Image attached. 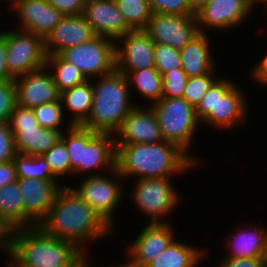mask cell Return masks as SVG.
<instances>
[{"mask_svg":"<svg viewBox=\"0 0 267 267\" xmlns=\"http://www.w3.org/2000/svg\"><path fill=\"white\" fill-rule=\"evenodd\" d=\"M253 5L248 0H209L195 12L199 32L208 29L230 30L245 22L252 14Z\"/></svg>","mask_w":267,"mask_h":267,"instance_id":"cell-14","label":"cell"},{"mask_svg":"<svg viewBox=\"0 0 267 267\" xmlns=\"http://www.w3.org/2000/svg\"><path fill=\"white\" fill-rule=\"evenodd\" d=\"M46 234L74 243L86 254V242L115 234L71 187H62L46 218L38 225Z\"/></svg>","mask_w":267,"mask_h":267,"instance_id":"cell-1","label":"cell"},{"mask_svg":"<svg viewBox=\"0 0 267 267\" xmlns=\"http://www.w3.org/2000/svg\"><path fill=\"white\" fill-rule=\"evenodd\" d=\"M90 260L83 266V267H92V266H90Z\"/></svg>","mask_w":267,"mask_h":267,"instance_id":"cell-49","label":"cell"},{"mask_svg":"<svg viewBox=\"0 0 267 267\" xmlns=\"http://www.w3.org/2000/svg\"><path fill=\"white\" fill-rule=\"evenodd\" d=\"M45 65L50 68L49 71L53 70L51 74L54 83L61 93L88 80L77 67L65 61L59 54L47 56Z\"/></svg>","mask_w":267,"mask_h":267,"instance_id":"cell-29","label":"cell"},{"mask_svg":"<svg viewBox=\"0 0 267 267\" xmlns=\"http://www.w3.org/2000/svg\"><path fill=\"white\" fill-rule=\"evenodd\" d=\"M215 73L217 74V72H209L201 76L189 77L182 98L196 107L211 85L219 78Z\"/></svg>","mask_w":267,"mask_h":267,"instance_id":"cell-34","label":"cell"},{"mask_svg":"<svg viewBox=\"0 0 267 267\" xmlns=\"http://www.w3.org/2000/svg\"><path fill=\"white\" fill-rule=\"evenodd\" d=\"M251 78L259 84L267 86V52L251 70Z\"/></svg>","mask_w":267,"mask_h":267,"instance_id":"cell-44","label":"cell"},{"mask_svg":"<svg viewBox=\"0 0 267 267\" xmlns=\"http://www.w3.org/2000/svg\"><path fill=\"white\" fill-rule=\"evenodd\" d=\"M153 13L195 16L187 0H148Z\"/></svg>","mask_w":267,"mask_h":267,"instance_id":"cell-38","label":"cell"},{"mask_svg":"<svg viewBox=\"0 0 267 267\" xmlns=\"http://www.w3.org/2000/svg\"><path fill=\"white\" fill-rule=\"evenodd\" d=\"M135 182L131 197L139 212L148 216L149 223H167L163 217L173 212L181 201L170 178H139Z\"/></svg>","mask_w":267,"mask_h":267,"instance_id":"cell-9","label":"cell"},{"mask_svg":"<svg viewBox=\"0 0 267 267\" xmlns=\"http://www.w3.org/2000/svg\"><path fill=\"white\" fill-rule=\"evenodd\" d=\"M0 220L11 230L25 228V207L18 182L0 188Z\"/></svg>","mask_w":267,"mask_h":267,"instance_id":"cell-27","label":"cell"},{"mask_svg":"<svg viewBox=\"0 0 267 267\" xmlns=\"http://www.w3.org/2000/svg\"><path fill=\"white\" fill-rule=\"evenodd\" d=\"M8 123L14 136L16 151L24 155H42L62 136L61 131L39 126L33 109L18 104Z\"/></svg>","mask_w":267,"mask_h":267,"instance_id":"cell-8","label":"cell"},{"mask_svg":"<svg viewBox=\"0 0 267 267\" xmlns=\"http://www.w3.org/2000/svg\"><path fill=\"white\" fill-rule=\"evenodd\" d=\"M48 72L49 69L45 65L15 78L18 105L33 109L61 100V92L54 83L51 71Z\"/></svg>","mask_w":267,"mask_h":267,"instance_id":"cell-17","label":"cell"},{"mask_svg":"<svg viewBox=\"0 0 267 267\" xmlns=\"http://www.w3.org/2000/svg\"><path fill=\"white\" fill-rule=\"evenodd\" d=\"M143 30L154 43L170 45L179 50L200 33L195 16L164 13H152Z\"/></svg>","mask_w":267,"mask_h":267,"instance_id":"cell-13","label":"cell"},{"mask_svg":"<svg viewBox=\"0 0 267 267\" xmlns=\"http://www.w3.org/2000/svg\"><path fill=\"white\" fill-rule=\"evenodd\" d=\"M8 256L7 267H83L89 260L74 243L39 226L11 230Z\"/></svg>","mask_w":267,"mask_h":267,"instance_id":"cell-2","label":"cell"},{"mask_svg":"<svg viewBox=\"0 0 267 267\" xmlns=\"http://www.w3.org/2000/svg\"><path fill=\"white\" fill-rule=\"evenodd\" d=\"M92 83V109L82 125L98 133L115 134L123 124L125 117L138 106L131 103V89L127 76L115 70L106 76H100Z\"/></svg>","mask_w":267,"mask_h":267,"instance_id":"cell-4","label":"cell"},{"mask_svg":"<svg viewBox=\"0 0 267 267\" xmlns=\"http://www.w3.org/2000/svg\"><path fill=\"white\" fill-rule=\"evenodd\" d=\"M204 254L203 249L174 239L146 267H197Z\"/></svg>","mask_w":267,"mask_h":267,"instance_id":"cell-26","label":"cell"},{"mask_svg":"<svg viewBox=\"0 0 267 267\" xmlns=\"http://www.w3.org/2000/svg\"><path fill=\"white\" fill-rule=\"evenodd\" d=\"M42 156L58 179L67 174L71 175V161L65 143L61 139Z\"/></svg>","mask_w":267,"mask_h":267,"instance_id":"cell-33","label":"cell"},{"mask_svg":"<svg viewBox=\"0 0 267 267\" xmlns=\"http://www.w3.org/2000/svg\"><path fill=\"white\" fill-rule=\"evenodd\" d=\"M93 79L66 89L61 93L63 108L71 115L69 124L82 126L90 115L92 109Z\"/></svg>","mask_w":267,"mask_h":267,"instance_id":"cell-25","label":"cell"},{"mask_svg":"<svg viewBox=\"0 0 267 267\" xmlns=\"http://www.w3.org/2000/svg\"><path fill=\"white\" fill-rule=\"evenodd\" d=\"M90 24L83 15L64 16L44 40L46 55H57L94 38Z\"/></svg>","mask_w":267,"mask_h":267,"instance_id":"cell-22","label":"cell"},{"mask_svg":"<svg viewBox=\"0 0 267 267\" xmlns=\"http://www.w3.org/2000/svg\"><path fill=\"white\" fill-rule=\"evenodd\" d=\"M16 154L14 136L9 123H0V163L13 161Z\"/></svg>","mask_w":267,"mask_h":267,"instance_id":"cell-39","label":"cell"},{"mask_svg":"<svg viewBox=\"0 0 267 267\" xmlns=\"http://www.w3.org/2000/svg\"><path fill=\"white\" fill-rule=\"evenodd\" d=\"M17 105V86L15 79L0 82V123L8 122Z\"/></svg>","mask_w":267,"mask_h":267,"instance_id":"cell-37","label":"cell"},{"mask_svg":"<svg viewBox=\"0 0 267 267\" xmlns=\"http://www.w3.org/2000/svg\"><path fill=\"white\" fill-rule=\"evenodd\" d=\"M126 23L133 29H144L152 16L148 0H115Z\"/></svg>","mask_w":267,"mask_h":267,"instance_id":"cell-31","label":"cell"},{"mask_svg":"<svg viewBox=\"0 0 267 267\" xmlns=\"http://www.w3.org/2000/svg\"><path fill=\"white\" fill-rule=\"evenodd\" d=\"M115 46L114 40L96 35L85 43L63 50L59 55L91 80L116 70Z\"/></svg>","mask_w":267,"mask_h":267,"instance_id":"cell-10","label":"cell"},{"mask_svg":"<svg viewBox=\"0 0 267 267\" xmlns=\"http://www.w3.org/2000/svg\"><path fill=\"white\" fill-rule=\"evenodd\" d=\"M248 1L253 5V7L254 6L256 7L257 4L259 5V3L263 4L267 2V0H248Z\"/></svg>","mask_w":267,"mask_h":267,"instance_id":"cell-48","label":"cell"},{"mask_svg":"<svg viewBox=\"0 0 267 267\" xmlns=\"http://www.w3.org/2000/svg\"><path fill=\"white\" fill-rule=\"evenodd\" d=\"M199 33L188 44L180 49L182 68L187 77L201 76L209 72H217L211 54L209 35ZM210 49V50H209Z\"/></svg>","mask_w":267,"mask_h":267,"instance_id":"cell-23","label":"cell"},{"mask_svg":"<svg viewBox=\"0 0 267 267\" xmlns=\"http://www.w3.org/2000/svg\"><path fill=\"white\" fill-rule=\"evenodd\" d=\"M9 3L13 4L14 2H16L17 0H8Z\"/></svg>","mask_w":267,"mask_h":267,"instance_id":"cell-50","label":"cell"},{"mask_svg":"<svg viewBox=\"0 0 267 267\" xmlns=\"http://www.w3.org/2000/svg\"><path fill=\"white\" fill-rule=\"evenodd\" d=\"M126 258H127V260L125 263L115 265V266L114 265L113 266L108 265V267H146L144 265H140V264L135 263L130 257L129 258L126 257ZM105 267H107V266H105Z\"/></svg>","mask_w":267,"mask_h":267,"instance_id":"cell-47","label":"cell"},{"mask_svg":"<svg viewBox=\"0 0 267 267\" xmlns=\"http://www.w3.org/2000/svg\"><path fill=\"white\" fill-rule=\"evenodd\" d=\"M173 230L170 222L146 224L130 247H127L126 255L135 263L146 266L175 239Z\"/></svg>","mask_w":267,"mask_h":267,"instance_id":"cell-21","label":"cell"},{"mask_svg":"<svg viewBox=\"0 0 267 267\" xmlns=\"http://www.w3.org/2000/svg\"><path fill=\"white\" fill-rule=\"evenodd\" d=\"M109 174L114 175L117 179H111L105 175H88L81 181L78 188L73 190L94 209L100 217L113 229L115 211L118 209L121 199L125 195V188L122 186V176L115 168ZM120 178V181L119 178ZM117 181V182H116ZM114 215V216H113Z\"/></svg>","mask_w":267,"mask_h":267,"instance_id":"cell-11","label":"cell"},{"mask_svg":"<svg viewBox=\"0 0 267 267\" xmlns=\"http://www.w3.org/2000/svg\"><path fill=\"white\" fill-rule=\"evenodd\" d=\"M25 207V228L38 226L47 216L58 191L59 180L17 178Z\"/></svg>","mask_w":267,"mask_h":267,"instance_id":"cell-16","label":"cell"},{"mask_svg":"<svg viewBox=\"0 0 267 267\" xmlns=\"http://www.w3.org/2000/svg\"><path fill=\"white\" fill-rule=\"evenodd\" d=\"M17 178L59 180L46 163L42 155H24L17 153L13 160Z\"/></svg>","mask_w":267,"mask_h":267,"instance_id":"cell-30","label":"cell"},{"mask_svg":"<svg viewBox=\"0 0 267 267\" xmlns=\"http://www.w3.org/2000/svg\"><path fill=\"white\" fill-rule=\"evenodd\" d=\"M163 94L162 97L182 98L188 77L182 67L174 68L162 75Z\"/></svg>","mask_w":267,"mask_h":267,"instance_id":"cell-36","label":"cell"},{"mask_svg":"<svg viewBox=\"0 0 267 267\" xmlns=\"http://www.w3.org/2000/svg\"><path fill=\"white\" fill-rule=\"evenodd\" d=\"M9 243L10 229L0 220V252L3 250L9 254Z\"/></svg>","mask_w":267,"mask_h":267,"instance_id":"cell-45","label":"cell"},{"mask_svg":"<svg viewBox=\"0 0 267 267\" xmlns=\"http://www.w3.org/2000/svg\"><path fill=\"white\" fill-rule=\"evenodd\" d=\"M245 92L232 80L219 77L195 107L201 124L229 129L244 124L247 113Z\"/></svg>","mask_w":267,"mask_h":267,"instance_id":"cell-6","label":"cell"},{"mask_svg":"<svg viewBox=\"0 0 267 267\" xmlns=\"http://www.w3.org/2000/svg\"><path fill=\"white\" fill-rule=\"evenodd\" d=\"M209 0H187L190 8L196 12L199 10L203 5H205Z\"/></svg>","mask_w":267,"mask_h":267,"instance_id":"cell-46","label":"cell"},{"mask_svg":"<svg viewBox=\"0 0 267 267\" xmlns=\"http://www.w3.org/2000/svg\"><path fill=\"white\" fill-rule=\"evenodd\" d=\"M217 267H267V258L223 257Z\"/></svg>","mask_w":267,"mask_h":267,"instance_id":"cell-41","label":"cell"},{"mask_svg":"<svg viewBox=\"0 0 267 267\" xmlns=\"http://www.w3.org/2000/svg\"><path fill=\"white\" fill-rule=\"evenodd\" d=\"M150 106L157 116L163 140L176 144L197 164L198 159L187 152L196 129L201 125L195 107L184 98L167 97Z\"/></svg>","mask_w":267,"mask_h":267,"instance_id":"cell-7","label":"cell"},{"mask_svg":"<svg viewBox=\"0 0 267 267\" xmlns=\"http://www.w3.org/2000/svg\"><path fill=\"white\" fill-rule=\"evenodd\" d=\"M119 41L122 46H118ZM115 42L116 70L118 72L127 76L134 70L155 68V43L143 29L129 31Z\"/></svg>","mask_w":267,"mask_h":267,"instance_id":"cell-15","label":"cell"},{"mask_svg":"<svg viewBox=\"0 0 267 267\" xmlns=\"http://www.w3.org/2000/svg\"><path fill=\"white\" fill-rule=\"evenodd\" d=\"M15 181H17V174L14 162L0 163V188Z\"/></svg>","mask_w":267,"mask_h":267,"instance_id":"cell-43","label":"cell"},{"mask_svg":"<svg viewBox=\"0 0 267 267\" xmlns=\"http://www.w3.org/2000/svg\"><path fill=\"white\" fill-rule=\"evenodd\" d=\"M65 16L82 15L88 0H46Z\"/></svg>","mask_w":267,"mask_h":267,"instance_id":"cell-40","label":"cell"},{"mask_svg":"<svg viewBox=\"0 0 267 267\" xmlns=\"http://www.w3.org/2000/svg\"><path fill=\"white\" fill-rule=\"evenodd\" d=\"M115 144L158 143L163 141L157 116L149 105L135 106L114 134Z\"/></svg>","mask_w":267,"mask_h":267,"instance_id":"cell-19","label":"cell"},{"mask_svg":"<svg viewBox=\"0 0 267 267\" xmlns=\"http://www.w3.org/2000/svg\"><path fill=\"white\" fill-rule=\"evenodd\" d=\"M245 229V230H244ZM225 257L267 258V230L251 226L229 235Z\"/></svg>","mask_w":267,"mask_h":267,"instance_id":"cell-24","label":"cell"},{"mask_svg":"<svg viewBox=\"0 0 267 267\" xmlns=\"http://www.w3.org/2000/svg\"><path fill=\"white\" fill-rule=\"evenodd\" d=\"M82 15L97 36L116 41L133 30L126 23L115 0H88Z\"/></svg>","mask_w":267,"mask_h":267,"instance_id":"cell-20","label":"cell"},{"mask_svg":"<svg viewBox=\"0 0 267 267\" xmlns=\"http://www.w3.org/2000/svg\"><path fill=\"white\" fill-rule=\"evenodd\" d=\"M6 63L9 73L17 78L46 64L44 39L20 30H6Z\"/></svg>","mask_w":267,"mask_h":267,"instance_id":"cell-12","label":"cell"},{"mask_svg":"<svg viewBox=\"0 0 267 267\" xmlns=\"http://www.w3.org/2000/svg\"><path fill=\"white\" fill-rule=\"evenodd\" d=\"M154 59L155 68L161 75L174 68L182 67L180 50L170 45L155 43Z\"/></svg>","mask_w":267,"mask_h":267,"instance_id":"cell-35","label":"cell"},{"mask_svg":"<svg viewBox=\"0 0 267 267\" xmlns=\"http://www.w3.org/2000/svg\"><path fill=\"white\" fill-rule=\"evenodd\" d=\"M67 127L66 133H62L61 140L65 143L69 154L71 175L78 173L85 177V174L90 172L91 176L100 175L92 171L105 168V171L110 172L115 169L116 137L114 134L98 133L83 126L71 124Z\"/></svg>","mask_w":267,"mask_h":267,"instance_id":"cell-5","label":"cell"},{"mask_svg":"<svg viewBox=\"0 0 267 267\" xmlns=\"http://www.w3.org/2000/svg\"><path fill=\"white\" fill-rule=\"evenodd\" d=\"M6 30L0 32V82L15 79L7 69Z\"/></svg>","mask_w":267,"mask_h":267,"instance_id":"cell-42","label":"cell"},{"mask_svg":"<svg viewBox=\"0 0 267 267\" xmlns=\"http://www.w3.org/2000/svg\"><path fill=\"white\" fill-rule=\"evenodd\" d=\"M130 88H136L138 94L153 102H158L163 94V79L162 75L156 68H144L131 71L127 75Z\"/></svg>","mask_w":267,"mask_h":267,"instance_id":"cell-28","label":"cell"},{"mask_svg":"<svg viewBox=\"0 0 267 267\" xmlns=\"http://www.w3.org/2000/svg\"><path fill=\"white\" fill-rule=\"evenodd\" d=\"M115 148V168L123 179L170 178V175H178L197 165L176 144L164 140L158 143L115 144Z\"/></svg>","mask_w":267,"mask_h":267,"instance_id":"cell-3","label":"cell"},{"mask_svg":"<svg viewBox=\"0 0 267 267\" xmlns=\"http://www.w3.org/2000/svg\"><path fill=\"white\" fill-rule=\"evenodd\" d=\"M11 5V10L14 9L19 17L20 30L34 33L44 40L65 16L46 0H17Z\"/></svg>","mask_w":267,"mask_h":267,"instance_id":"cell-18","label":"cell"},{"mask_svg":"<svg viewBox=\"0 0 267 267\" xmlns=\"http://www.w3.org/2000/svg\"><path fill=\"white\" fill-rule=\"evenodd\" d=\"M33 111L39 126L42 128L58 130L62 133L64 132L62 131L61 127H63L62 123L65 115L63 113L65 112L63 110V104L61 100L42 104L33 108Z\"/></svg>","mask_w":267,"mask_h":267,"instance_id":"cell-32","label":"cell"}]
</instances>
